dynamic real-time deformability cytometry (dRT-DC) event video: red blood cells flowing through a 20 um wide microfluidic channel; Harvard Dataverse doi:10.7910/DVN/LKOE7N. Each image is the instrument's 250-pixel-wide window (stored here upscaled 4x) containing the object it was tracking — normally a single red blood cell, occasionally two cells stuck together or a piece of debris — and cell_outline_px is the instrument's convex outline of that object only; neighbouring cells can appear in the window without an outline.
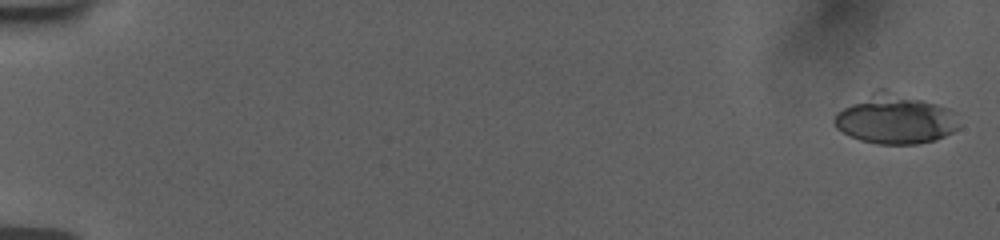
{"species": "human", "species_latin": "Homo sapiens", "temperature_condition": "room temperature", "stored_images_in_passage": 9, "camera_frame_rate_fps": 3000, "um_per_image_px": 0.085, "donor": {"sex": "female"}, "frame": {"image": 1, "passage_image": 1, "time_ms": 0.0, "image_size_px": [1000, 240], "cell_outline_px": [[960, 128], [944, 136], [932, 140], [916, 144], [876, 144], [860, 140], [848, 136], [836, 128], [832, 120], [836, 112], [876, 88], [884, 88], [952, 108], [956, 112], [960, 124]], "centroid_in_image_um": [76.09, 10.11], "position_along_channel_um": 8.9, "area_um2": 36.59}}